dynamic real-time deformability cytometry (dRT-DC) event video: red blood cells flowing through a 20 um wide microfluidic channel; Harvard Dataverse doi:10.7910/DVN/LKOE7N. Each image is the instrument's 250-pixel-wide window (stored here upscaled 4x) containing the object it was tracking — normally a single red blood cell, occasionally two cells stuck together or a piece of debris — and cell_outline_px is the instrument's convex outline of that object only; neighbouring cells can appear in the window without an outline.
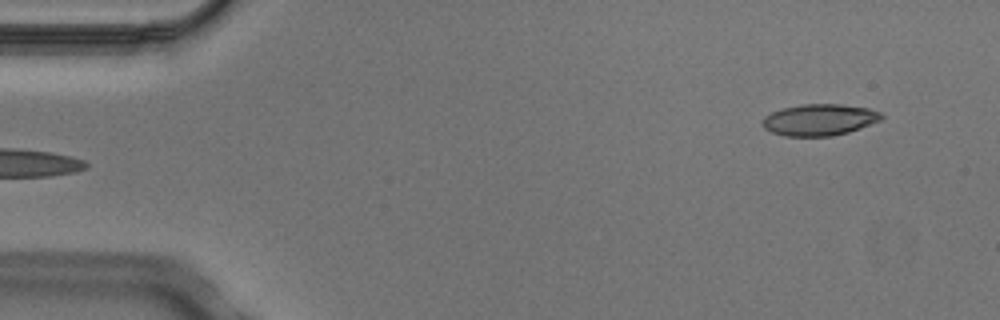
{"species": "Egyptian fruit bat (a non-hibernating species)", "species_latin": "Rousettus aegyptiacus", "temperature_condition": "cold", "stored_images_in_passage": 5, "segment_of_instrument_passage": [2, 2], "camera_frame_rate_fps": 3000, "um_per_image_px": 0.085, "animal": {"sex": "male"}, "frame": {"image": 1, "passage_image": 5, "time_ms": 1.333, "image_size_px": [1000, 320], "cell_outline_px": [[884, 120], [848, 132], [832, 136], [784, 136], [772, 132], [764, 128], [760, 124], [760, 120], [764, 116], [772, 112], [784, 108], [804, 104], [840, 104], [868, 108], [880, 112], [884, 116]], "centroid_in_image_um": [69.65, 10.18], "position_along_channel_um": 15.3, "area_um2": 22.02}}